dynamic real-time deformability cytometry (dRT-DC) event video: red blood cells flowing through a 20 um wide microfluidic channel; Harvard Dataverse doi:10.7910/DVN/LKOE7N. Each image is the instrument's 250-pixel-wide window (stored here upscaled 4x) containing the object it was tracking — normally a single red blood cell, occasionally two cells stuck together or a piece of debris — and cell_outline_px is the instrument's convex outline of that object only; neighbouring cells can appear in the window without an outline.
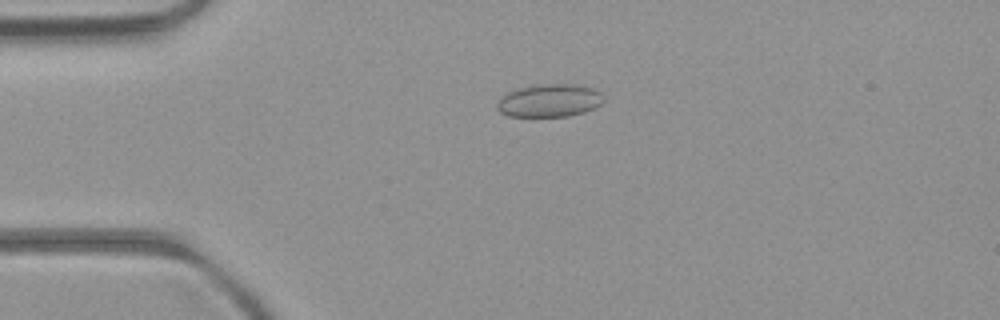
{"species": "common noctule bat (a hibernating species)", "species_latin": "Nyctalus noctula", "temperature_condition": "room temperature", "stored_images_in_passage": 5, "camera_frame_rate_fps": 3000, "um_per_image_px": 0.085, "animal": {"sex": "female", "body_mass_g": 21.9}, "frame": {"image": 1, "passage_image": 1, "time_ms": 0.0, "image_size_px": [1000, 320], "cell_outline_px": [[604, 100], [596, 108], [584, 112], [568, 116], [508, 116], [500, 112], [496, 108], [496, 104], [500, 96], [516, 88], [532, 84], [576, 84], [592, 88], [600, 92]], "centroid_in_image_um": [46.67, 8.53], "position_along_channel_um": 38.3, "area_um2": 20.69}}
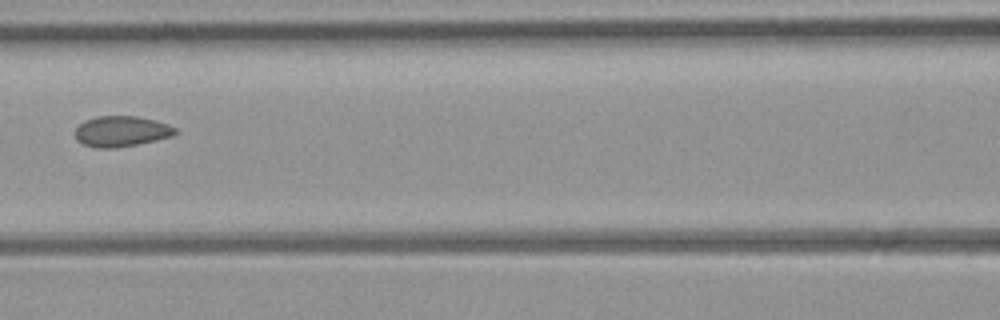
{"frame": {"image": 2, "passage_image": 4, "time_ms": 3.667, "image_size_px": [1000, 320], "cell_outline_px": [[176, 132], [172, 136], [136, 144], [116, 148], [96, 148], [84, 144], [76, 140], [76, 128], [84, 120], [96, 116], [136, 116], [156, 120], [168, 124], [176, 128]], "centroid_in_image_um": [10.3, 11.15], "position_along_channel_um": 156.3, "area_um2": 17.8}}
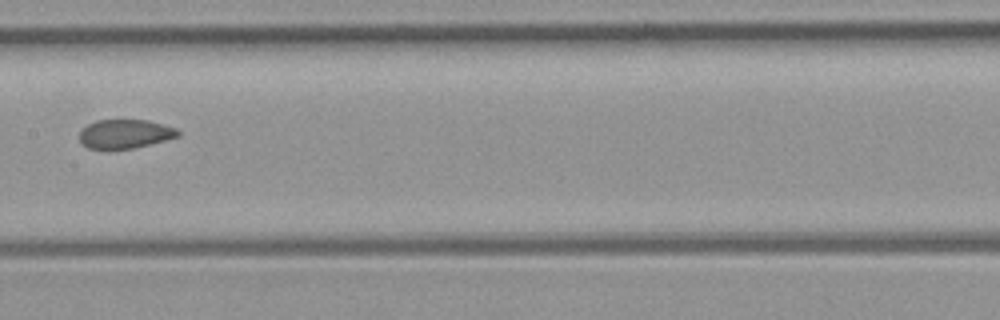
{"frame": {"image": 3, "passage_image": 5, "time_ms": 4.667, "image_size_px": [1000, 320], "cell_outline_px": [[180, 136], [132, 148], [88, 148], [80, 140], [80, 132], [88, 124], [96, 120], [148, 120], [164, 124], [176, 128], [180, 132]], "centroid_in_image_um": [10.66, 11.36], "position_along_channel_um": 196.7, "area_um2": 16.3}}